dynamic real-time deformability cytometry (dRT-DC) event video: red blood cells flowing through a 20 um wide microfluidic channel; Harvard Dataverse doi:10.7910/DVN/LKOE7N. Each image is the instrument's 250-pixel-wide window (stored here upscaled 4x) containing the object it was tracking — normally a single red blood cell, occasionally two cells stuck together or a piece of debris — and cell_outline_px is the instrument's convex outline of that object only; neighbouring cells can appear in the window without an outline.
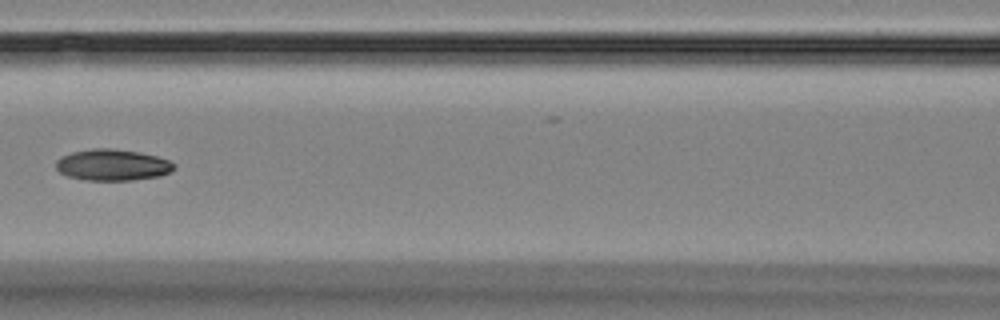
{"species": "Egyptian fruit bat (a non-hibernating species)", "species_latin": "Rousettus aegyptiacus", "temperature_condition": "room temperature", "stored_images_in_passage": 15, "camera_frame_rate_fps": 3000, "um_per_image_px": 0.085, "animal": {"sex": "female"}, "frame": {"image": 1, "passage_image": 6, "time_ms": 6.0, "image_size_px": [1000, 320], "cell_outline_px": [[176, 168], [172, 172], [160, 176], [132, 180], [84, 180], [68, 176], [60, 172], [56, 168], [56, 160], [60, 156], [72, 152], [92, 148], [112, 148], [136, 152], [156, 156], [168, 160], [176, 164]], "centroid_in_image_um": [9.57, 14.02], "position_along_channel_um": 157.0, "area_um2": 21.68}}
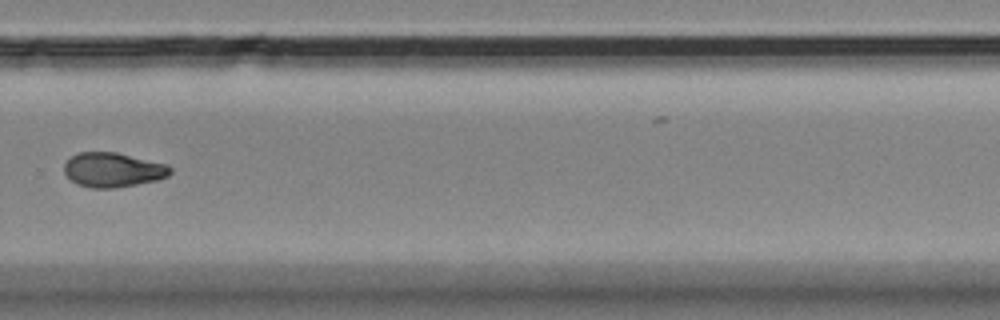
{"frame": {"image": 2, "passage_image": 10, "time_ms": 10.667, "image_size_px": [1000, 320], "cell_outline_px": [[172, 172], [168, 176], [156, 180], [116, 188], [92, 188], [76, 184], [64, 172], [64, 164], [76, 152], [116, 152], [168, 164], [172, 168]], "centroid_in_image_um": [9.61, 14.43], "position_along_channel_um": 320.2, "area_um2": 21.39}}
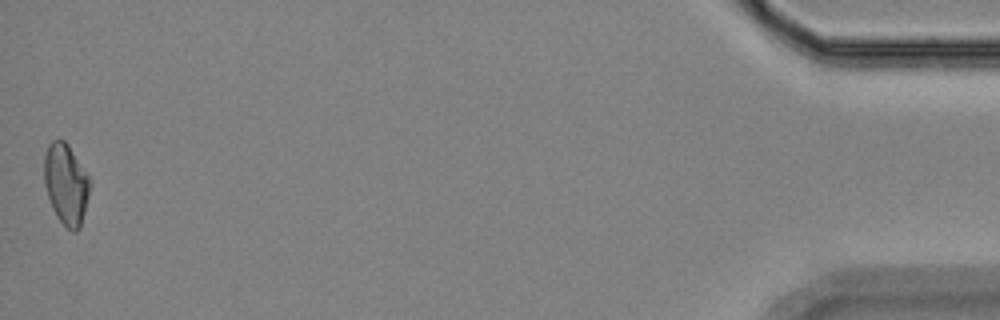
{"frame": {"image": 3, "passage_image": 15, "time_ms": 16.333, "image_size_px": [1000, 320], "cell_outline_px": [[92, 184], [80, 228], [76, 232], [72, 232], [56, 216], [52, 208], [44, 184], [44, 156], [48, 144], [52, 140], [64, 140], [68, 144], [88, 176]], "centroid_in_image_um": [5.61, 15.65], "position_along_channel_um": 429.6, "area_um2": 21.56}, "authors_computed_cell_mechanics": {"area_um2": 21.3282, "velocity_mm_per_s": 3.5268, "shape_relaxation_time_tau1_ms": 10.9601, "shape_relaxation_time_tau2_ms": null, "deformation_change_tau1": 0.1896, "deformation_change_tau2": null}}